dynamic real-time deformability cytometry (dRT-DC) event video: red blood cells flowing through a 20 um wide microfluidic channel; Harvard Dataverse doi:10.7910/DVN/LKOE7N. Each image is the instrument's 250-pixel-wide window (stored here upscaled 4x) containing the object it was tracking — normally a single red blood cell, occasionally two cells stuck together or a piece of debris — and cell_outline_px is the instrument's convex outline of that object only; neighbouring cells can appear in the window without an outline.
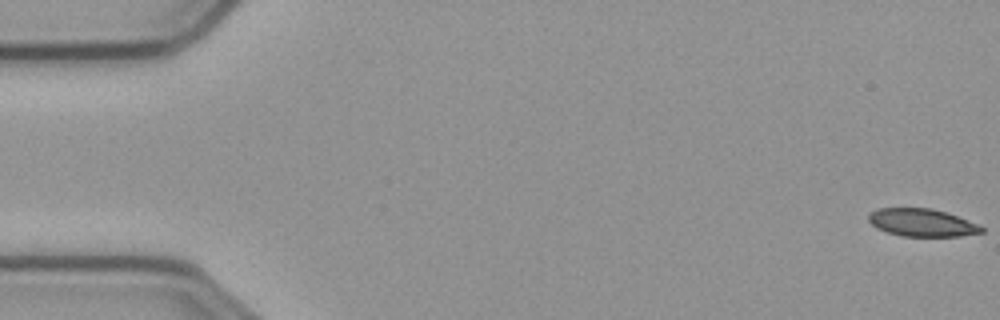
{"species": "common noctule bat (a hibernating species)", "species_latin": "Nyctalus noctula", "temperature_condition": "cold", "stored_images_in_passage": 57, "camera_frame_rate_fps": 3000, "um_per_image_px": 0.085, "animal": {"sex": "male", "body_mass_g": 23.1, "forearm_length_mm": 52.7}, "frame": {"image": 1, "passage_image": 1, "time_ms": 0.0, "image_size_px": [1000, 320], "cell_outline_px": [[984, 232], [960, 236], [900, 236], [876, 228], [868, 220], [868, 216], [872, 212], [880, 208], [932, 208], [948, 212], [980, 224], [984, 228]], "centroid_in_image_um": [78.42, 18.92], "position_along_channel_um": 6.6, "area_um2": 18.38}}
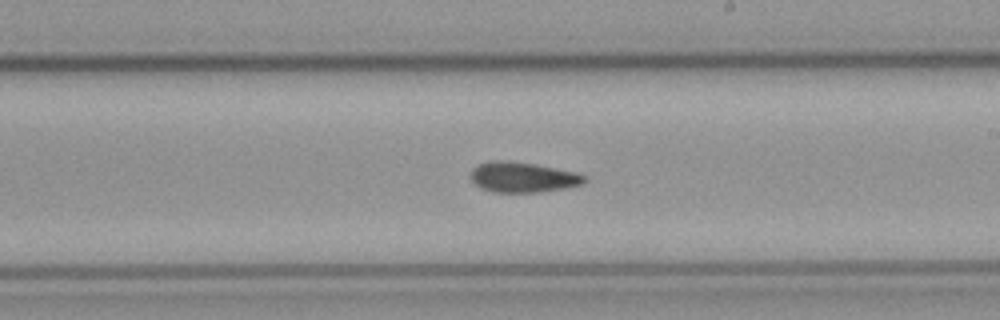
{"frame": {"image": 2, "passage_image": 33, "time_ms": 10.667, "image_size_px": [1000, 320], "cell_outline_px": [[588, 180], [580, 184], [564, 188], [536, 192], [492, 192], [480, 188], [468, 176], [472, 168], [476, 164], [492, 160], [508, 160], [532, 164], [576, 172], [588, 176]], "centroid_in_image_um": [44.38, 15.05], "position_along_channel_um": 244.6, "area_um2": 20.17}}
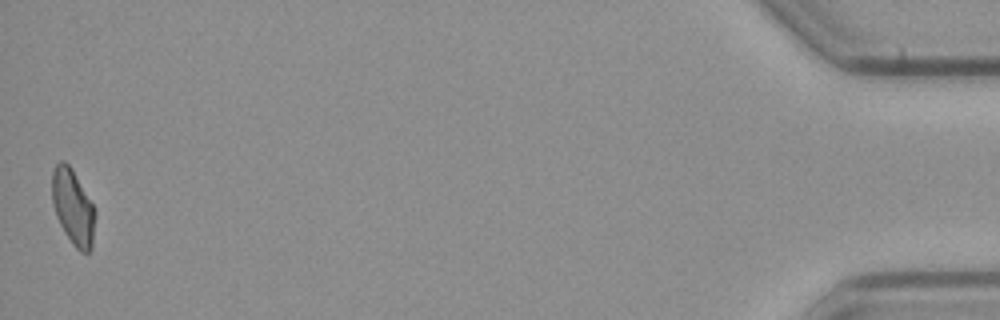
{"frame": {"image": 3, "passage_image": 57, "time_ms": 18.667, "image_size_px": [1000, 320], "cell_outline_px": [[96, 212], [92, 248], [88, 252], [80, 252], [72, 244], [64, 232], [56, 216], [52, 200], [52, 172], [56, 164], [60, 160], [64, 160], [72, 168], [92, 204]], "centroid_in_image_um": [6.2, 17.61], "position_along_channel_um": 429.0, "area_um2": 18.96}, "authors_computed_cell_mechanics": {"area_um2": 19.7098, "velocity_mm_per_s": 3.5895, "shape_relaxation_time_tau1_ms": null, "shape_relaxation_time_tau2_ms": 5.2319, "deformation_change_tau1": null, "deformation_change_tau2": 0.113}}